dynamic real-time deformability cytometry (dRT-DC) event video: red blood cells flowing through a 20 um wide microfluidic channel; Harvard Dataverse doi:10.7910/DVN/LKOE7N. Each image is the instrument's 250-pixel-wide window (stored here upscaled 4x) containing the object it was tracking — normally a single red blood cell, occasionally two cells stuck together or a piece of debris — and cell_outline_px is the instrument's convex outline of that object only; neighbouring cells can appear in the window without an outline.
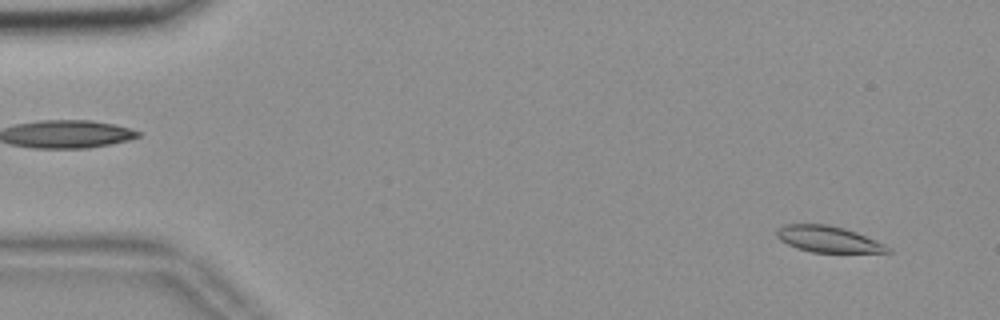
{"species": "common noctule bat (a hibernating species)", "species_latin": "Nyctalus noctula", "temperature_condition": "room temperature", "stored_images_in_passage": 56, "camera_frame_rate_fps": 3000, "um_per_image_px": 0.085, "animal": {"sex": "female", "body_mass_g": 18.4}, "frame": {"image": 1, "passage_image": 4, "time_ms": 1.0, "image_size_px": [1000, 320], "cell_outline_px": [[892, 252], [812, 252], [796, 248], [780, 240], [776, 236], [776, 228], [784, 224], [828, 224], [844, 228], [856, 232], [884, 244], [892, 248]], "centroid_in_image_um": [70.36, 20.32], "position_along_channel_um": 14.6, "area_um2": 16.94}}
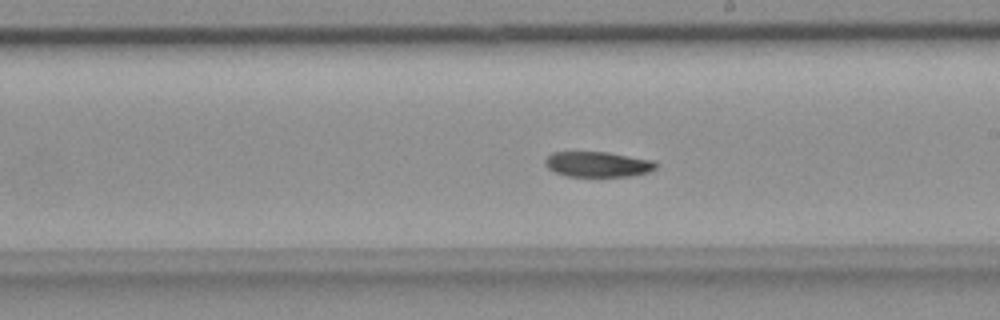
{"frame": {"image": 2, "passage_image": 32, "time_ms": 10.333, "image_size_px": [1000, 320], "cell_outline_px": [[656, 168], [648, 172], [628, 176], [568, 176], [556, 172], [548, 168], [544, 164], [544, 160], [552, 152], [608, 152], [656, 160]], "centroid_in_image_um": [50.82, 13.95], "position_along_channel_um": 238.2, "area_um2": 16.36}}
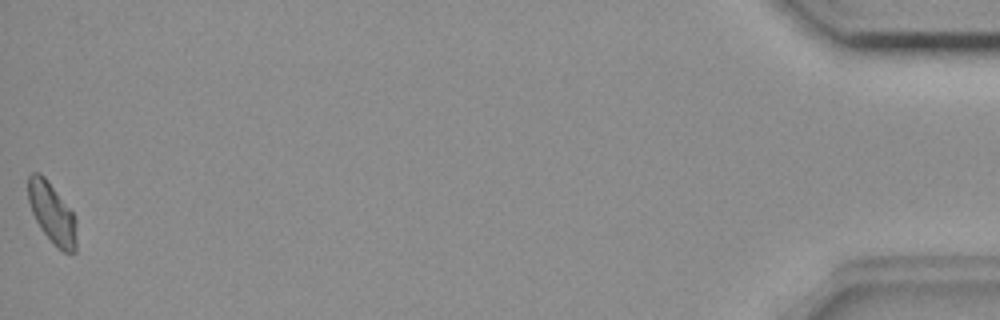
{"frame": {"image": 3, "passage_image": 56, "time_ms": 18.333, "image_size_px": [1000, 320], "cell_outline_px": [[76, 252], [64, 252], [56, 248], [40, 228], [32, 212], [28, 200], [28, 176], [32, 172], [40, 172], [44, 176], [72, 212], [76, 220]], "centroid_in_image_um": [4.41, 18.14], "position_along_channel_um": 430.8, "area_um2": 16.99}, "authors_computed_cell_mechanics": {"area_um2": 17.2244, "velocity_mm_per_s": 3.6251, "shape_relaxation_time_tau1_ms": 8.3686, "shape_relaxation_time_tau2_ms": null, "deformation_change_tau1": 0.141, "deformation_change_tau2": null}}